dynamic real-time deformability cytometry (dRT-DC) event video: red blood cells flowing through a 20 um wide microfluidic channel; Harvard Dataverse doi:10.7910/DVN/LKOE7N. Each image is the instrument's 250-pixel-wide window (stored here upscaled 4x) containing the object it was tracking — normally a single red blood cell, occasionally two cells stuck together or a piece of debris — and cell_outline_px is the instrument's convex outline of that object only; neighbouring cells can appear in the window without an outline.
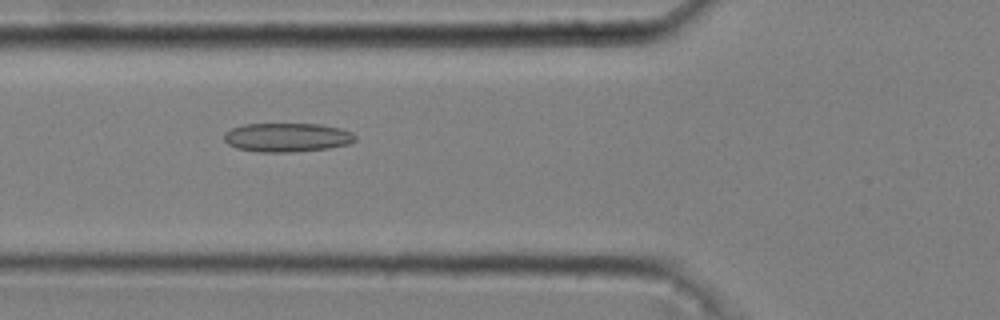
{"species": "common noctule bat (a hibernating species)", "species_latin": "Nyctalus noctula", "temperature_condition": "cold", "stored_images_in_passage": 32, "camera_frame_rate_fps": 3000, "um_per_image_px": 0.085, "animal": {"sex": "male", "body_mass_g": 20.4}, "frame": {"image": 1, "passage_image": 4, "time_ms": 1.0, "image_size_px": [1000, 320], "cell_outline_px": [[356, 140], [348, 144], [328, 148], [292, 152], [256, 152], [236, 148], [228, 144], [224, 140], [224, 132], [232, 128], [244, 124], [320, 124], [340, 128], [352, 132], [356, 136]], "centroid_in_image_um": [24.39, 11.68], "position_along_channel_um": 101.4, "area_um2": 22.2}}
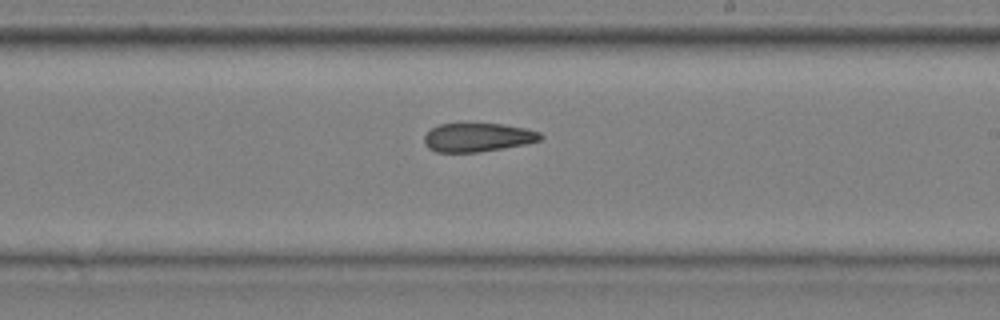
{"frame": {"image": 2, "passage_image": 16, "time_ms": 5.0, "image_size_px": [1000, 320], "cell_outline_px": [[544, 136], [540, 140], [524, 144], [476, 152], [436, 152], [428, 148], [424, 144], [424, 136], [432, 128], [440, 124], [504, 124], [524, 128], [540, 132]], "centroid_in_image_um": [40.59, 11.67], "position_along_channel_um": 248.4, "area_um2": 19.19}}
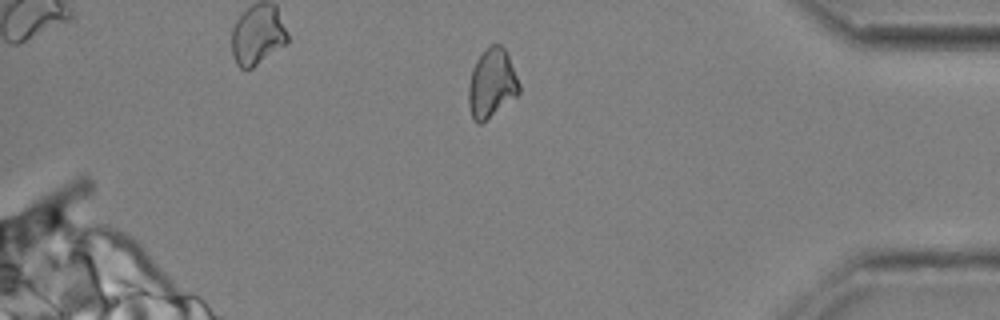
{"frame": {"image": 3, "passage_image": 30, "time_ms": 9.667, "image_size_px": [1000, 320], "cell_outline_px": [[520, 92], [516, 96], [480, 124], [476, 124], [472, 120], [468, 104], [468, 84], [472, 68], [476, 60], [484, 48], [488, 44], [500, 44], [508, 52], [520, 84]], "centroid_in_image_um": [41.78, 7.05], "position_along_channel_um": 393.4, "area_um2": 20.69}, "authors_computed_cell_mechanics": {"area_um2": 20.3745, "velocity_mm_per_s": 3.6769, "shape_relaxation_time_tau1_ms": null, "shape_relaxation_time_tau2_ms": 7.928, "deformation_change_tau1": null, "deformation_change_tau2": 0.1695}}